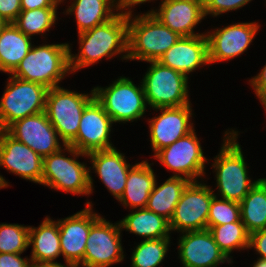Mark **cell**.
Wrapping results in <instances>:
<instances>
[{"label": "cell", "mask_w": 266, "mask_h": 267, "mask_svg": "<svg viewBox=\"0 0 266 267\" xmlns=\"http://www.w3.org/2000/svg\"><path fill=\"white\" fill-rule=\"evenodd\" d=\"M78 36L80 53L74 55L69 48L71 73L91 66L104 57L111 59L121 54V59L128 60V15L118 13L108 22L81 32Z\"/></svg>", "instance_id": "obj_1"}, {"label": "cell", "mask_w": 266, "mask_h": 267, "mask_svg": "<svg viewBox=\"0 0 266 267\" xmlns=\"http://www.w3.org/2000/svg\"><path fill=\"white\" fill-rule=\"evenodd\" d=\"M237 136L238 131H225L222 147L219 154L214 157L211 168L216 172V187L220 193L214 195L240 203L260 178L253 182L249 178L247 163L237 142Z\"/></svg>", "instance_id": "obj_2"}, {"label": "cell", "mask_w": 266, "mask_h": 267, "mask_svg": "<svg viewBox=\"0 0 266 267\" xmlns=\"http://www.w3.org/2000/svg\"><path fill=\"white\" fill-rule=\"evenodd\" d=\"M68 43L32 45L28 54L10 74L25 81L36 82L48 89L58 87L69 68Z\"/></svg>", "instance_id": "obj_3"}, {"label": "cell", "mask_w": 266, "mask_h": 267, "mask_svg": "<svg viewBox=\"0 0 266 267\" xmlns=\"http://www.w3.org/2000/svg\"><path fill=\"white\" fill-rule=\"evenodd\" d=\"M63 150L72 155L71 158L65 156ZM80 156L86 158L87 154L70 145H65L58 152L45 156L41 185L73 195H90L94 190L91 170L87 164L77 160Z\"/></svg>", "instance_id": "obj_4"}, {"label": "cell", "mask_w": 266, "mask_h": 267, "mask_svg": "<svg viewBox=\"0 0 266 267\" xmlns=\"http://www.w3.org/2000/svg\"><path fill=\"white\" fill-rule=\"evenodd\" d=\"M128 15V60L158 61L181 36L152 13Z\"/></svg>", "instance_id": "obj_5"}, {"label": "cell", "mask_w": 266, "mask_h": 267, "mask_svg": "<svg viewBox=\"0 0 266 267\" xmlns=\"http://www.w3.org/2000/svg\"><path fill=\"white\" fill-rule=\"evenodd\" d=\"M120 77L108 87H94V97L103 106L113 123L133 122L146 112L147 102L142 82Z\"/></svg>", "instance_id": "obj_6"}, {"label": "cell", "mask_w": 266, "mask_h": 267, "mask_svg": "<svg viewBox=\"0 0 266 267\" xmlns=\"http://www.w3.org/2000/svg\"><path fill=\"white\" fill-rule=\"evenodd\" d=\"M147 63L150 67L141 81L150 108L180 107L191 103L188 96L189 78L158 61Z\"/></svg>", "instance_id": "obj_7"}, {"label": "cell", "mask_w": 266, "mask_h": 267, "mask_svg": "<svg viewBox=\"0 0 266 267\" xmlns=\"http://www.w3.org/2000/svg\"><path fill=\"white\" fill-rule=\"evenodd\" d=\"M90 92L82 94L60 86L48 89L45 112L62 144L69 145L76 138L83 111L95 98L94 90Z\"/></svg>", "instance_id": "obj_8"}, {"label": "cell", "mask_w": 266, "mask_h": 267, "mask_svg": "<svg viewBox=\"0 0 266 267\" xmlns=\"http://www.w3.org/2000/svg\"><path fill=\"white\" fill-rule=\"evenodd\" d=\"M5 88L0 98V130H6L12 123L27 116L45 111L46 86L9 75Z\"/></svg>", "instance_id": "obj_9"}, {"label": "cell", "mask_w": 266, "mask_h": 267, "mask_svg": "<svg viewBox=\"0 0 266 267\" xmlns=\"http://www.w3.org/2000/svg\"><path fill=\"white\" fill-rule=\"evenodd\" d=\"M195 131L194 129L154 155L163 166L173 171L172 177H182L192 182L205 176V163L208 159L203 154Z\"/></svg>", "instance_id": "obj_10"}, {"label": "cell", "mask_w": 266, "mask_h": 267, "mask_svg": "<svg viewBox=\"0 0 266 267\" xmlns=\"http://www.w3.org/2000/svg\"><path fill=\"white\" fill-rule=\"evenodd\" d=\"M212 189L204 182H189L169 221L170 230L183 233L207 229L210 203L215 196Z\"/></svg>", "instance_id": "obj_11"}, {"label": "cell", "mask_w": 266, "mask_h": 267, "mask_svg": "<svg viewBox=\"0 0 266 267\" xmlns=\"http://www.w3.org/2000/svg\"><path fill=\"white\" fill-rule=\"evenodd\" d=\"M121 225L99 216L92 224L87 238L82 267H109L123 261Z\"/></svg>", "instance_id": "obj_12"}, {"label": "cell", "mask_w": 266, "mask_h": 267, "mask_svg": "<svg viewBox=\"0 0 266 267\" xmlns=\"http://www.w3.org/2000/svg\"><path fill=\"white\" fill-rule=\"evenodd\" d=\"M10 136L26 144L42 158L58 152L61 138L48 119L46 112L27 116L12 123L6 130Z\"/></svg>", "instance_id": "obj_13"}, {"label": "cell", "mask_w": 266, "mask_h": 267, "mask_svg": "<svg viewBox=\"0 0 266 267\" xmlns=\"http://www.w3.org/2000/svg\"><path fill=\"white\" fill-rule=\"evenodd\" d=\"M112 124V119L94 98L85 107L77 136L69 145L85 154L113 148L109 140Z\"/></svg>", "instance_id": "obj_14"}, {"label": "cell", "mask_w": 266, "mask_h": 267, "mask_svg": "<svg viewBox=\"0 0 266 267\" xmlns=\"http://www.w3.org/2000/svg\"><path fill=\"white\" fill-rule=\"evenodd\" d=\"M259 27L258 22H242L206 33L209 64L231 60L243 54L255 38Z\"/></svg>", "instance_id": "obj_15"}, {"label": "cell", "mask_w": 266, "mask_h": 267, "mask_svg": "<svg viewBox=\"0 0 266 267\" xmlns=\"http://www.w3.org/2000/svg\"><path fill=\"white\" fill-rule=\"evenodd\" d=\"M67 218L57 220L60 234L61 255L66 264L82 266L91 224L100 216L93 212V204Z\"/></svg>", "instance_id": "obj_16"}, {"label": "cell", "mask_w": 266, "mask_h": 267, "mask_svg": "<svg viewBox=\"0 0 266 267\" xmlns=\"http://www.w3.org/2000/svg\"><path fill=\"white\" fill-rule=\"evenodd\" d=\"M153 110L161 112L148 121L154 155L194 130L191 104Z\"/></svg>", "instance_id": "obj_17"}, {"label": "cell", "mask_w": 266, "mask_h": 267, "mask_svg": "<svg viewBox=\"0 0 266 267\" xmlns=\"http://www.w3.org/2000/svg\"><path fill=\"white\" fill-rule=\"evenodd\" d=\"M43 158L26 144L0 130V167L34 183L41 184Z\"/></svg>", "instance_id": "obj_18"}, {"label": "cell", "mask_w": 266, "mask_h": 267, "mask_svg": "<svg viewBox=\"0 0 266 267\" xmlns=\"http://www.w3.org/2000/svg\"><path fill=\"white\" fill-rule=\"evenodd\" d=\"M181 235L177 249L183 267H217L225 262L232 264L208 229L183 232Z\"/></svg>", "instance_id": "obj_19"}, {"label": "cell", "mask_w": 266, "mask_h": 267, "mask_svg": "<svg viewBox=\"0 0 266 267\" xmlns=\"http://www.w3.org/2000/svg\"><path fill=\"white\" fill-rule=\"evenodd\" d=\"M181 37L203 35L194 28L205 18L204 0H163L159 9L148 11Z\"/></svg>", "instance_id": "obj_20"}, {"label": "cell", "mask_w": 266, "mask_h": 267, "mask_svg": "<svg viewBox=\"0 0 266 267\" xmlns=\"http://www.w3.org/2000/svg\"><path fill=\"white\" fill-rule=\"evenodd\" d=\"M162 65L184 74L187 78L191 72L209 64L208 39L206 34L181 37L158 60Z\"/></svg>", "instance_id": "obj_21"}, {"label": "cell", "mask_w": 266, "mask_h": 267, "mask_svg": "<svg viewBox=\"0 0 266 267\" xmlns=\"http://www.w3.org/2000/svg\"><path fill=\"white\" fill-rule=\"evenodd\" d=\"M92 167L108 191L119 200L124 192L127 176L132 167L116 147L87 154Z\"/></svg>", "instance_id": "obj_22"}, {"label": "cell", "mask_w": 266, "mask_h": 267, "mask_svg": "<svg viewBox=\"0 0 266 267\" xmlns=\"http://www.w3.org/2000/svg\"><path fill=\"white\" fill-rule=\"evenodd\" d=\"M156 175L147 161L138 162L129 170L124 192L119 199L124 207L132 210L146 208L153 191Z\"/></svg>", "instance_id": "obj_23"}, {"label": "cell", "mask_w": 266, "mask_h": 267, "mask_svg": "<svg viewBox=\"0 0 266 267\" xmlns=\"http://www.w3.org/2000/svg\"><path fill=\"white\" fill-rule=\"evenodd\" d=\"M32 247V263H58L55 259L61 255L59 226L50 217L42 221L39 227H29V246Z\"/></svg>", "instance_id": "obj_24"}, {"label": "cell", "mask_w": 266, "mask_h": 267, "mask_svg": "<svg viewBox=\"0 0 266 267\" xmlns=\"http://www.w3.org/2000/svg\"><path fill=\"white\" fill-rule=\"evenodd\" d=\"M32 38L13 23L0 26V71L11 74L32 47Z\"/></svg>", "instance_id": "obj_25"}, {"label": "cell", "mask_w": 266, "mask_h": 267, "mask_svg": "<svg viewBox=\"0 0 266 267\" xmlns=\"http://www.w3.org/2000/svg\"><path fill=\"white\" fill-rule=\"evenodd\" d=\"M65 11L74 14L78 34L104 24L118 14L115 0H73Z\"/></svg>", "instance_id": "obj_26"}, {"label": "cell", "mask_w": 266, "mask_h": 267, "mask_svg": "<svg viewBox=\"0 0 266 267\" xmlns=\"http://www.w3.org/2000/svg\"><path fill=\"white\" fill-rule=\"evenodd\" d=\"M130 212L119 221L122 230L138 235L144 238L143 240L171 237L169 221L166 218L147 208H140Z\"/></svg>", "instance_id": "obj_27"}, {"label": "cell", "mask_w": 266, "mask_h": 267, "mask_svg": "<svg viewBox=\"0 0 266 267\" xmlns=\"http://www.w3.org/2000/svg\"><path fill=\"white\" fill-rule=\"evenodd\" d=\"M189 182V180L182 177L170 176L158 186L156 180L146 208L170 221L181 194Z\"/></svg>", "instance_id": "obj_28"}, {"label": "cell", "mask_w": 266, "mask_h": 267, "mask_svg": "<svg viewBox=\"0 0 266 267\" xmlns=\"http://www.w3.org/2000/svg\"><path fill=\"white\" fill-rule=\"evenodd\" d=\"M239 204L241 220L250 234L266 229V185L261 179Z\"/></svg>", "instance_id": "obj_29"}, {"label": "cell", "mask_w": 266, "mask_h": 267, "mask_svg": "<svg viewBox=\"0 0 266 267\" xmlns=\"http://www.w3.org/2000/svg\"><path fill=\"white\" fill-rule=\"evenodd\" d=\"M208 230L212 234L214 242L232 262L230 254L234 249L246 250L249 247L250 233L241 219L237 222L212 226Z\"/></svg>", "instance_id": "obj_30"}, {"label": "cell", "mask_w": 266, "mask_h": 267, "mask_svg": "<svg viewBox=\"0 0 266 267\" xmlns=\"http://www.w3.org/2000/svg\"><path fill=\"white\" fill-rule=\"evenodd\" d=\"M58 8L22 10L13 24L28 37L49 31L56 24Z\"/></svg>", "instance_id": "obj_31"}, {"label": "cell", "mask_w": 266, "mask_h": 267, "mask_svg": "<svg viewBox=\"0 0 266 267\" xmlns=\"http://www.w3.org/2000/svg\"><path fill=\"white\" fill-rule=\"evenodd\" d=\"M170 237L143 240L134 248L131 256V267H157L166 257Z\"/></svg>", "instance_id": "obj_32"}, {"label": "cell", "mask_w": 266, "mask_h": 267, "mask_svg": "<svg viewBox=\"0 0 266 267\" xmlns=\"http://www.w3.org/2000/svg\"><path fill=\"white\" fill-rule=\"evenodd\" d=\"M29 227L19 224H0V253L22 254L29 248Z\"/></svg>", "instance_id": "obj_33"}, {"label": "cell", "mask_w": 266, "mask_h": 267, "mask_svg": "<svg viewBox=\"0 0 266 267\" xmlns=\"http://www.w3.org/2000/svg\"><path fill=\"white\" fill-rule=\"evenodd\" d=\"M240 219V204L238 202L218 199L216 196L212 198L207 219V229L212 226L237 222Z\"/></svg>", "instance_id": "obj_34"}, {"label": "cell", "mask_w": 266, "mask_h": 267, "mask_svg": "<svg viewBox=\"0 0 266 267\" xmlns=\"http://www.w3.org/2000/svg\"><path fill=\"white\" fill-rule=\"evenodd\" d=\"M252 0H204L205 17L209 14L217 17L222 13L238 10Z\"/></svg>", "instance_id": "obj_35"}, {"label": "cell", "mask_w": 266, "mask_h": 267, "mask_svg": "<svg viewBox=\"0 0 266 267\" xmlns=\"http://www.w3.org/2000/svg\"><path fill=\"white\" fill-rule=\"evenodd\" d=\"M21 11L20 0H0V18L4 23H13Z\"/></svg>", "instance_id": "obj_36"}, {"label": "cell", "mask_w": 266, "mask_h": 267, "mask_svg": "<svg viewBox=\"0 0 266 267\" xmlns=\"http://www.w3.org/2000/svg\"><path fill=\"white\" fill-rule=\"evenodd\" d=\"M249 82L254 89L256 97L259 98V101L266 110V64L263 69H261L260 73L252 77Z\"/></svg>", "instance_id": "obj_37"}, {"label": "cell", "mask_w": 266, "mask_h": 267, "mask_svg": "<svg viewBox=\"0 0 266 267\" xmlns=\"http://www.w3.org/2000/svg\"><path fill=\"white\" fill-rule=\"evenodd\" d=\"M260 254L258 258L266 260V229L254 231L250 234L249 247Z\"/></svg>", "instance_id": "obj_38"}, {"label": "cell", "mask_w": 266, "mask_h": 267, "mask_svg": "<svg viewBox=\"0 0 266 267\" xmlns=\"http://www.w3.org/2000/svg\"><path fill=\"white\" fill-rule=\"evenodd\" d=\"M31 259L22 258L21 254L0 253V267H31Z\"/></svg>", "instance_id": "obj_39"}, {"label": "cell", "mask_w": 266, "mask_h": 267, "mask_svg": "<svg viewBox=\"0 0 266 267\" xmlns=\"http://www.w3.org/2000/svg\"><path fill=\"white\" fill-rule=\"evenodd\" d=\"M21 10H33L39 8H58L59 0H20Z\"/></svg>", "instance_id": "obj_40"}, {"label": "cell", "mask_w": 266, "mask_h": 267, "mask_svg": "<svg viewBox=\"0 0 266 267\" xmlns=\"http://www.w3.org/2000/svg\"><path fill=\"white\" fill-rule=\"evenodd\" d=\"M151 2L153 0H115L117 13L130 15L132 14V7L145 2ZM128 9V10H127Z\"/></svg>", "instance_id": "obj_41"}, {"label": "cell", "mask_w": 266, "mask_h": 267, "mask_svg": "<svg viewBox=\"0 0 266 267\" xmlns=\"http://www.w3.org/2000/svg\"><path fill=\"white\" fill-rule=\"evenodd\" d=\"M31 267H79L73 264H62V263H32Z\"/></svg>", "instance_id": "obj_42"}, {"label": "cell", "mask_w": 266, "mask_h": 267, "mask_svg": "<svg viewBox=\"0 0 266 267\" xmlns=\"http://www.w3.org/2000/svg\"><path fill=\"white\" fill-rule=\"evenodd\" d=\"M253 267H266V260L258 258Z\"/></svg>", "instance_id": "obj_43"}, {"label": "cell", "mask_w": 266, "mask_h": 267, "mask_svg": "<svg viewBox=\"0 0 266 267\" xmlns=\"http://www.w3.org/2000/svg\"><path fill=\"white\" fill-rule=\"evenodd\" d=\"M9 187L8 181L0 175V189Z\"/></svg>", "instance_id": "obj_44"}, {"label": "cell", "mask_w": 266, "mask_h": 267, "mask_svg": "<svg viewBox=\"0 0 266 267\" xmlns=\"http://www.w3.org/2000/svg\"><path fill=\"white\" fill-rule=\"evenodd\" d=\"M262 182L266 185V178H260Z\"/></svg>", "instance_id": "obj_45"}, {"label": "cell", "mask_w": 266, "mask_h": 267, "mask_svg": "<svg viewBox=\"0 0 266 267\" xmlns=\"http://www.w3.org/2000/svg\"><path fill=\"white\" fill-rule=\"evenodd\" d=\"M3 24H4V22H3V21L1 20V18H0V26L3 25Z\"/></svg>", "instance_id": "obj_46"}]
</instances>
